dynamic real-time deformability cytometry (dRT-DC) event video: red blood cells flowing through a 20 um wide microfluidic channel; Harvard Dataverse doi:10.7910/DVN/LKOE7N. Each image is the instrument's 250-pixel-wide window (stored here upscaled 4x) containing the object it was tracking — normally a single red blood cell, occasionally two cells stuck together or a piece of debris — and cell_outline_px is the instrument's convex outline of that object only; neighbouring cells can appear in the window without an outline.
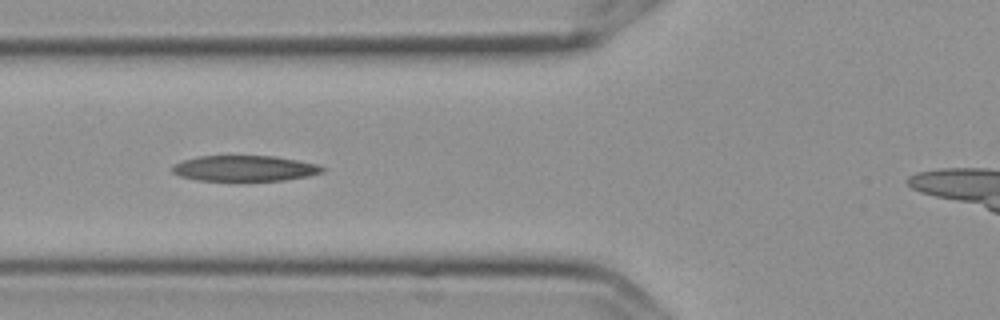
{"species": "Egyptian fruit bat (a non-hibernating species)", "species_latin": "Rousettus aegyptiacus", "temperature_condition": "cold", "stored_images_in_passage": 9, "camera_frame_rate_fps": 3000, "um_per_image_px": 0.085, "frame": {"image": 1, "passage_image": 6, "time_ms": 1.667, "image_size_px": [1000, 320], "cell_outline_px": [[324, 172], [308, 176], [284, 180], [196, 180], [180, 176], [172, 172], [172, 168], [176, 164], [184, 160], [196, 156], [276, 156], [316, 164], [324, 168]], "centroid_in_image_um": [20.79, 14.3], "position_along_channel_um": 105.0, "area_um2": 22.2}}
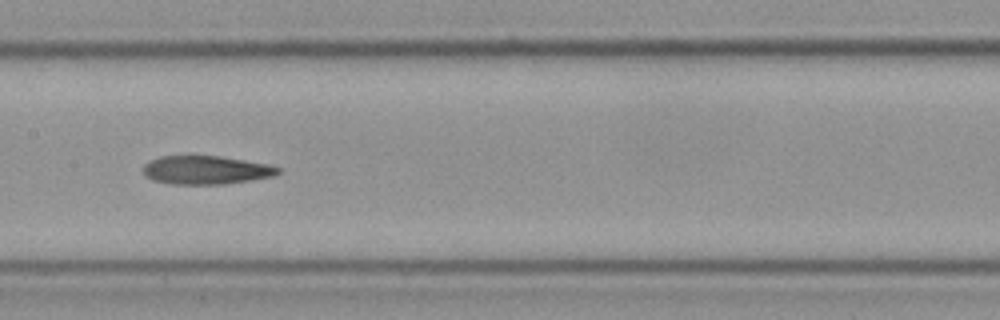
{"frame": {"image": 2, "passage_image": 8, "time_ms": 2.333, "image_size_px": [1000, 320], "cell_outline_px": [[280, 172], [276, 176], [252, 180], [224, 184], [172, 184], [152, 180], [144, 176], [144, 164], [148, 160], [160, 156], [188, 152], [220, 156], [268, 164], [280, 168]], "centroid_in_image_um": [17.45, 14.41], "position_along_channel_um": 189.9, "area_um2": 23.41}}
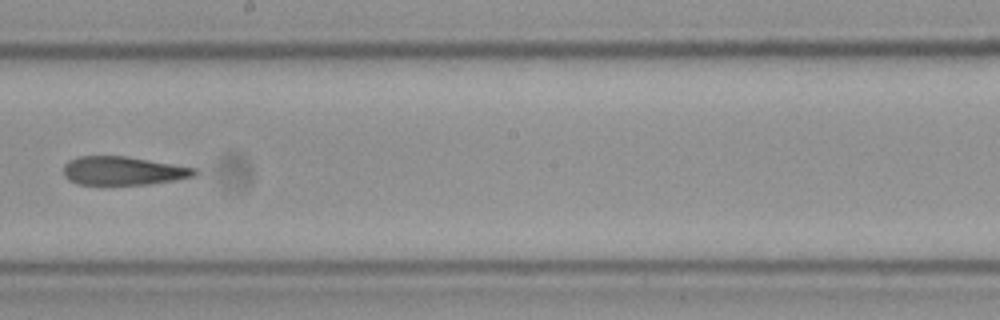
{"frame": {"image": 3, "passage_image": 9, "time_ms": 2.667, "image_size_px": [1000, 320], "cell_outline_px": [[196, 176], [148, 184], [76, 184], [68, 180], [64, 176], [64, 164], [68, 160], [80, 156], [128, 156], [196, 168]], "centroid_in_image_um": [10.43, 14.51], "position_along_channel_um": 237.8, "area_um2": 21.73}}